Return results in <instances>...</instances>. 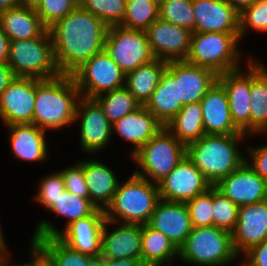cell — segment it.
Listing matches in <instances>:
<instances>
[{
  "label": "cell",
  "mask_w": 267,
  "mask_h": 266,
  "mask_svg": "<svg viewBox=\"0 0 267 266\" xmlns=\"http://www.w3.org/2000/svg\"><path fill=\"white\" fill-rule=\"evenodd\" d=\"M60 74L72 75L104 50L108 26L80 5L48 28Z\"/></svg>",
  "instance_id": "cell-1"
},
{
  "label": "cell",
  "mask_w": 267,
  "mask_h": 266,
  "mask_svg": "<svg viewBox=\"0 0 267 266\" xmlns=\"http://www.w3.org/2000/svg\"><path fill=\"white\" fill-rule=\"evenodd\" d=\"M80 97L72 75L36 78L33 124L46 131L74 123Z\"/></svg>",
  "instance_id": "cell-2"
},
{
  "label": "cell",
  "mask_w": 267,
  "mask_h": 266,
  "mask_svg": "<svg viewBox=\"0 0 267 266\" xmlns=\"http://www.w3.org/2000/svg\"><path fill=\"white\" fill-rule=\"evenodd\" d=\"M245 136L246 134H205L186 147V156L214 186L246 161L237 146Z\"/></svg>",
  "instance_id": "cell-3"
},
{
  "label": "cell",
  "mask_w": 267,
  "mask_h": 266,
  "mask_svg": "<svg viewBox=\"0 0 267 266\" xmlns=\"http://www.w3.org/2000/svg\"><path fill=\"white\" fill-rule=\"evenodd\" d=\"M160 200L158 184L133 173L127 181L119 183L104 210L105 218L113 224L120 219L124 224H148Z\"/></svg>",
  "instance_id": "cell-4"
},
{
  "label": "cell",
  "mask_w": 267,
  "mask_h": 266,
  "mask_svg": "<svg viewBox=\"0 0 267 266\" xmlns=\"http://www.w3.org/2000/svg\"><path fill=\"white\" fill-rule=\"evenodd\" d=\"M232 233L215 226L193 227L179 248V259L194 266H227L236 260Z\"/></svg>",
  "instance_id": "cell-5"
},
{
  "label": "cell",
  "mask_w": 267,
  "mask_h": 266,
  "mask_svg": "<svg viewBox=\"0 0 267 266\" xmlns=\"http://www.w3.org/2000/svg\"><path fill=\"white\" fill-rule=\"evenodd\" d=\"M239 34L219 32L192 33L186 62L212 69L217 74L240 69ZM239 60V61H238Z\"/></svg>",
  "instance_id": "cell-6"
},
{
  "label": "cell",
  "mask_w": 267,
  "mask_h": 266,
  "mask_svg": "<svg viewBox=\"0 0 267 266\" xmlns=\"http://www.w3.org/2000/svg\"><path fill=\"white\" fill-rule=\"evenodd\" d=\"M185 156L186 146L163 126L131 157L138 164L134 173L158 184Z\"/></svg>",
  "instance_id": "cell-7"
},
{
  "label": "cell",
  "mask_w": 267,
  "mask_h": 266,
  "mask_svg": "<svg viewBox=\"0 0 267 266\" xmlns=\"http://www.w3.org/2000/svg\"><path fill=\"white\" fill-rule=\"evenodd\" d=\"M7 64L16 77L49 79L58 76L49 30L37 38L10 41Z\"/></svg>",
  "instance_id": "cell-8"
},
{
  "label": "cell",
  "mask_w": 267,
  "mask_h": 266,
  "mask_svg": "<svg viewBox=\"0 0 267 266\" xmlns=\"http://www.w3.org/2000/svg\"><path fill=\"white\" fill-rule=\"evenodd\" d=\"M106 221L104 210L96 209L91 215L72 222L63 231L49 221H39L31 240L57 236L71 249L89 256L102 253V228Z\"/></svg>",
  "instance_id": "cell-9"
},
{
  "label": "cell",
  "mask_w": 267,
  "mask_h": 266,
  "mask_svg": "<svg viewBox=\"0 0 267 266\" xmlns=\"http://www.w3.org/2000/svg\"><path fill=\"white\" fill-rule=\"evenodd\" d=\"M72 76L80 95L86 98L125 87L126 74L105 50L92 56Z\"/></svg>",
  "instance_id": "cell-10"
},
{
  "label": "cell",
  "mask_w": 267,
  "mask_h": 266,
  "mask_svg": "<svg viewBox=\"0 0 267 266\" xmlns=\"http://www.w3.org/2000/svg\"><path fill=\"white\" fill-rule=\"evenodd\" d=\"M104 50L125 74L155 59L145 31L120 25L108 27Z\"/></svg>",
  "instance_id": "cell-11"
},
{
  "label": "cell",
  "mask_w": 267,
  "mask_h": 266,
  "mask_svg": "<svg viewBox=\"0 0 267 266\" xmlns=\"http://www.w3.org/2000/svg\"><path fill=\"white\" fill-rule=\"evenodd\" d=\"M161 200L186 203L206 192L212 185L204 174L185 156L159 183Z\"/></svg>",
  "instance_id": "cell-12"
},
{
  "label": "cell",
  "mask_w": 267,
  "mask_h": 266,
  "mask_svg": "<svg viewBox=\"0 0 267 266\" xmlns=\"http://www.w3.org/2000/svg\"><path fill=\"white\" fill-rule=\"evenodd\" d=\"M80 121V142L85 153L105 149L111 140L112 123L107 119L99 103L93 98L80 97L75 122Z\"/></svg>",
  "instance_id": "cell-13"
},
{
  "label": "cell",
  "mask_w": 267,
  "mask_h": 266,
  "mask_svg": "<svg viewBox=\"0 0 267 266\" xmlns=\"http://www.w3.org/2000/svg\"><path fill=\"white\" fill-rule=\"evenodd\" d=\"M154 57L166 62L185 61L192 31L158 18L145 31Z\"/></svg>",
  "instance_id": "cell-14"
},
{
  "label": "cell",
  "mask_w": 267,
  "mask_h": 266,
  "mask_svg": "<svg viewBox=\"0 0 267 266\" xmlns=\"http://www.w3.org/2000/svg\"><path fill=\"white\" fill-rule=\"evenodd\" d=\"M36 78L15 77L0 96V119L6 125L33 123Z\"/></svg>",
  "instance_id": "cell-15"
},
{
  "label": "cell",
  "mask_w": 267,
  "mask_h": 266,
  "mask_svg": "<svg viewBox=\"0 0 267 266\" xmlns=\"http://www.w3.org/2000/svg\"><path fill=\"white\" fill-rule=\"evenodd\" d=\"M214 187L239 207L267 199V181L246 161Z\"/></svg>",
  "instance_id": "cell-16"
},
{
  "label": "cell",
  "mask_w": 267,
  "mask_h": 266,
  "mask_svg": "<svg viewBox=\"0 0 267 266\" xmlns=\"http://www.w3.org/2000/svg\"><path fill=\"white\" fill-rule=\"evenodd\" d=\"M166 70L177 81L178 100H181L183 105L200 102L218 81V74L212 69L186 61L167 62Z\"/></svg>",
  "instance_id": "cell-17"
},
{
  "label": "cell",
  "mask_w": 267,
  "mask_h": 266,
  "mask_svg": "<svg viewBox=\"0 0 267 266\" xmlns=\"http://www.w3.org/2000/svg\"><path fill=\"white\" fill-rule=\"evenodd\" d=\"M267 238V199L239 207L237 224L232 232V243L237 255Z\"/></svg>",
  "instance_id": "cell-18"
},
{
  "label": "cell",
  "mask_w": 267,
  "mask_h": 266,
  "mask_svg": "<svg viewBox=\"0 0 267 266\" xmlns=\"http://www.w3.org/2000/svg\"><path fill=\"white\" fill-rule=\"evenodd\" d=\"M248 63L247 73L240 68L218 74V82L228 96L232 121L246 135L250 134V60Z\"/></svg>",
  "instance_id": "cell-19"
},
{
  "label": "cell",
  "mask_w": 267,
  "mask_h": 266,
  "mask_svg": "<svg viewBox=\"0 0 267 266\" xmlns=\"http://www.w3.org/2000/svg\"><path fill=\"white\" fill-rule=\"evenodd\" d=\"M194 33L239 34V13L226 0H192Z\"/></svg>",
  "instance_id": "cell-20"
},
{
  "label": "cell",
  "mask_w": 267,
  "mask_h": 266,
  "mask_svg": "<svg viewBox=\"0 0 267 266\" xmlns=\"http://www.w3.org/2000/svg\"><path fill=\"white\" fill-rule=\"evenodd\" d=\"M148 224L162 232L178 249L193 228L186 204L166 200L158 202Z\"/></svg>",
  "instance_id": "cell-21"
},
{
  "label": "cell",
  "mask_w": 267,
  "mask_h": 266,
  "mask_svg": "<svg viewBox=\"0 0 267 266\" xmlns=\"http://www.w3.org/2000/svg\"><path fill=\"white\" fill-rule=\"evenodd\" d=\"M205 134H243L233 123L228 96L217 81L200 100Z\"/></svg>",
  "instance_id": "cell-22"
},
{
  "label": "cell",
  "mask_w": 267,
  "mask_h": 266,
  "mask_svg": "<svg viewBox=\"0 0 267 266\" xmlns=\"http://www.w3.org/2000/svg\"><path fill=\"white\" fill-rule=\"evenodd\" d=\"M106 220L102 228V253L106 259L141 258L142 225L121 223L109 232Z\"/></svg>",
  "instance_id": "cell-23"
},
{
  "label": "cell",
  "mask_w": 267,
  "mask_h": 266,
  "mask_svg": "<svg viewBox=\"0 0 267 266\" xmlns=\"http://www.w3.org/2000/svg\"><path fill=\"white\" fill-rule=\"evenodd\" d=\"M163 125L145 107L141 106L136 111L125 115L112 124V132L120 135L124 140L134 145L131 155L133 156L144 146Z\"/></svg>",
  "instance_id": "cell-24"
},
{
  "label": "cell",
  "mask_w": 267,
  "mask_h": 266,
  "mask_svg": "<svg viewBox=\"0 0 267 266\" xmlns=\"http://www.w3.org/2000/svg\"><path fill=\"white\" fill-rule=\"evenodd\" d=\"M13 155L19 160L40 162L47 159L45 130L33 123L6 125Z\"/></svg>",
  "instance_id": "cell-25"
},
{
  "label": "cell",
  "mask_w": 267,
  "mask_h": 266,
  "mask_svg": "<svg viewBox=\"0 0 267 266\" xmlns=\"http://www.w3.org/2000/svg\"><path fill=\"white\" fill-rule=\"evenodd\" d=\"M83 174L90 201L98 209L105 210L118 189L119 179L111 168L95 159L83 161Z\"/></svg>",
  "instance_id": "cell-26"
},
{
  "label": "cell",
  "mask_w": 267,
  "mask_h": 266,
  "mask_svg": "<svg viewBox=\"0 0 267 266\" xmlns=\"http://www.w3.org/2000/svg\"><path fill=\"white\" fill-rule=\"evenodd\" d=\"M0 27L10 41L37 38L48 29L35 8L24 5L1 11Z\"/></svg>",
  "instance_id": "cell-27"
},
{
  "label": "cell",
  "mask_w": 267,
  "mask_h": 266,
  "mask_svg": "<svg viewBox=\"0 0 267 266\" xmlns=\"http://www.w3.org/2000/svg\"><path fill=\"white\" fill-rule=\"evenodd\" d=\"M250 58V134H267V68Z\"/></svg>",
  "instance_id": "cell-28"
},
{
  "label": "cell",
  "mask_w": 267,
  "mask_h": 266,
  "mask_svg": "<svg viewBox=\"0 0 267 266\" xmlns=\"http://www.w3.org/2000/svg\"><path fill=\"white\" fill-rule=\"evenodd\" d=\"M183 106L181 100H178L177 81L165 69L158 87L145 107L163 126H166Z\"/></svg>",
  "instance_id": "cell-29"
},
{
  "label": "cell",
  "mask_w": 267,
  "mask_h": 266,
  "mask_svg": "<svg viewBox=\"0 0 267 266\" xmlns=\"http://www.w3.org/2000/svg\"><path fill=\"white\" fill-rule=\"evenodd\" d=\"M166 67V61L155 58L126 74L125 87L142 106L146 105L158 87Z\"/></svg>",
  "instance_id": "cell-30"
},
{
  "label": "cell",
  "mask_w": 267,
  "mask_h": 266,
  "mask_svg": "<svg viewBox=\"0 0 267 266\" xmlns=\"http://www.w3.org/2000/svg\"><path fill=\"white\" fill-rule=\"evenodd\" d=\"M179 257V249L162 232L142 225L141 261L145 266H162Z\"/></svg>",
  "instance_id": "cell-31"
},
{
  "label": "cell",
  "mask_w": 267,
  "mask_h": 266,
  "mask_svg": "<svg viewBox=\"0 0 267 266\" xmlns=\"http://www.w3.org/2000/svg\"><path fill=\"white\" fill-rule=\"evenodd\" d=\"M186 147L205 135L201 103L185 104L165 126Z\"/></svg>",
  "instance_id": "cell-32"
},
{
  "label": "cell",
  "mask_w": 267,
  "mask_h": 266,
  "mask_svg": "<svg viewBox=\"0 0 267 266\" xmlns=\"http://www.w3.org/2000/svg\"><path fill=\"white\" fill-rule=\"evenodd\" d=\"M34 246L52 266H84L92 257L71 249L57 236L31 240Z\"/></svg>",
  "instance_id": "cell-33"
},
{
  "label": "cell",
  "mask_w": 267,
  "mask_h": 266,
  "mask_svg": "<svg viewBox=\"0 0 267 266\" xmlns=\"http://www.w3.org/2000/svg\"><path fill=\"white\" fill-rule=\"evenodd\" d=\"M94 99L112 124L142 106L126 87L104 93Z\"/></svg>",
  "instance_id": "cell-34"
},
{
  "label": "cell",
  "mask_w": 267,
  "mask_h": 266,
  "mask_svg": "<svg viewBox=\"0 0 267 266\" xmlns=\"http://www.w3.org/2000/svg\"><path fill=\"white\" fill-rule=\"evenodd\" d=\"M159 18V6L151 0H126V10L120 26L146 31Z\"/></svg>",
  "instance_id": "cell-35"
},
{
  "label": "cell",
  "mask_w": 267,
  "mask_h": 266,
  "mask_svg": "<svg viewBox=\"0 0 267 266\" xmlns=\"http://www.w3.org/2000/svg\"><path fill=\"white\" fill-rule=\"evenodd\" d=\"M97 207L89 198H81L64 190L49 210L56 215L67 218L66 227L72 222L91 215Z\"/></svg>",
  "instance_id": "cell-36"
},
{
  "label": "cell",
  "mask_w": 267,
  "mask_h": 266,
  "mask_svg": "<svg viewBox=\"0 0 267 266\" xmlns=\"http://www.w3.org/2000/svg\"><path fill=\"white\" fill-rule=\"evenodd\" d=\"M79 5L108 27L120 25L126 10V0H81Z\"/></svg>",
  "instance_id": "cell-37"
},
{
  "label": "cell",
  "mask_w": 267,
  "mask_h": 266,
  "mask_svg": "<svg viewBox=\"0 0 267 266\" xmlns=\"http://www.w3.org/2000/svg\"><path fill=\"white\" fill-rule=\"evenodd\" d=\"M159 18L194 33L195 16L192 0H165L159 6Z\"/></svg>",
  "instance_id": "cell-38"
},
{
  "label": "cell",
  "mask_w": 267,
  "mask_h": 266,
  "mask_svg": "<svg viewBox=\"0 0 267 266\" xmlns=\"http://www.w3.org/2000/svg\"><path fill=\"white\" fill-rule=\"evenodd\" d=\"M213 226L232 233L237 224L239 206L212 186Z\"/></svg>",
  "instance_id": "cell-39"
},
{
  "label": "cell",
  "mask_w": 267,
  "mask_h": 266,
  "mask_svg": "<svg viewBox=\"0 0 267 266\" xmlns=\"http://www.w3.org/2000/svg\"><path fill=\"white\" fill-rule=\"evenodd\" d=\"M249 28L258 32L267 31V0H257L239 13L240 39Z\"/></svg>",
  "instance_id": "cell-40"
},
{
  "label": "cell",
  "mask_w": 267,
  "mask_h": 266,
  "mask_svg": "<svg viewBox=\"0 0 267 266\" xmlns=\"http://www.w3.org/2000/svg\"><path fill=\"white\" fill-rule=\"evenodd\" d=\"M78 6V0H41L35 10L42 23L49 28Z\"/></svg>",
  "instance_id": "cell-41"
},
{
  "label": "cell",
  "mask_w": 267,
  "mask_h": 266,
  "mask_svg": "<svg viewBox=\"0 0 267 266\" xmlns=\"http://www.w3.org/2000/svg\"><path fill=\"white\" fill-rule=\"evenodd\" d=\"M185 204L193 227L213 226L212 187Z\"/></svg>",
  "instance_id": "cell-42"
},
{
  "label": "cell",
  "mask_w": 267,
  "mask_h": 266,
  "mask_svg": "<svg viewBox=\"0 0 267 266\" xmlns=\"http://www.w3.org/2000/svg\"><path fill=\"white\" fill-rule=\"evenodd\" d=\"M39 183V191L34 200L44 205V208L49 209L65 190L62 174L59 171L54 172L50 176H44Z\"/></svg>",
  "instance_id": "cell-43"
},
{
  "label": "cell",
  "mask_w": 267,
  "mask_h": 266,
  "mask_svg": "<svg viewBox=\"0 0 267 266\" xmlns=\"http://www.w3.org/2000/svg\"><path fill=\"white\" fill-rule=\"evenodd\" d=\"M65 190L81 198H89L85 177L83 174V161L60 171Z\"/></svg>",
  "instance_id": "cell-44"
},
{
  "label": "cell",
  "mask_w": 267,
  "mask_h": 266,
  "mask_svg": "<svg viewBox=\"0 0 267 266\" xmlns=\"http://www.w3.org/2000/svg\"><path fill=\"white\" fill-rule=\"evenodd\" d=\"M249 155L252 157L251 161L246 158V162L250 167L267 181V145H262L257 148L247 147Z\"/></svg>",
  "instance_id": "cell-45"
},
{
  "label": "cell",
  "mask_w": 267,
  "mask_h": 266,
  "mask_svg": "<svg viewBox=\"0 0 267 266\" xmlns=\"http://www.w3.org/2000/svg\"><path fill=\"white\" fill-rule=\"evenodd\" d=\"M243 266H267V238L244 254Z\"/></svg>",
  "instance_id": "cell-46"
},
{
  "label": "cell",
  "mask_w": 267,
  "mask_h": 266,
  "mask_svg": "<svg viewBox=\"0 0 267 266\" xmlns=\"http://www.w3.org/2000/svg\"><path fill=\"white\" fill-rule=\"evenodd\" d=\"M15 77L12 68L7 63H0V96Z\"/></svg>",
  "instance_id": "cell-47"
},
{
  "label": "cell",
  "mask_w": 267,
  "mask_h": 266,
  "mask_svg": "<svg viewBox=\"0 0 267 266\" xmlns=\"http://www.w3.org/2000/svg\"><path fill=\"white\" fill-rule=\"evenodd\" d=\"M106 266H145L141 258L106 259Z\"/></svg>",
  "instance_id": "cell-48"
},
{
  "label": "cell",
  "mask_w": 267,
  "mask_h": 266,
  "mask_svg": "<svg viewBox=\"0 0 267 266\" xmlns=\"http://www.w3.org/2000/svg\"><path fill=\"white\" fill-rule=\"evenodd\" d=\"M9 38L0 27V63H7L9 58Z\"/></svg>",
  "instance_id": "cell-49"
},
{
  "label": "cell",
  "mask_w": 267,
  "mask_h": 266,
  "mask_svg": "<svg viewBox=\"0 0 267 266\" xmlns=\"http://www.w3.org/2000/svg\"><path fill=\"white\" fill-rule=\"evenodd\" d=\"M31 247V252H32V262L31 266H52L50 262L34 247Z\"/></svg>",
  "instance_id": "cell-50"
},
{
  "label": "cell",
  "mask_w": 267,
  "mask_h": 266,
  "mask_svg": "<svg viewBox=\"0 0 267 266\" xmlns=\"http://www.w3.org/2000/svg\"><path fill=\"white\" fill-rule=\"evenodd\" d=\"M238 13L252 5L257 0H226Z\"/></svg>",
  "instance_id": "cell-51"
},
{
  "label": "cell",
  "mask_w": 267,
  "mask_h": 266,
  "mask_svg": "<svg viewBox=\"0 0 267 266\" xmlns=\"http://www.w3.org/2000/svg\"><path fill=\"white\" fill-rule=\"evenodd\" d=\"M20 5V0H0V12L18 7Z\"/></svg>",
  "instance_id": "cell-52"
},
{
  "label": "cell",
  "mask_w": 267,
  "mask_h": 266,
  "mask_svg": "<svg viewBox=\"0 0 267 266\" xmlns=\"http://www.w3.org/2000/svg\"><path fill=\"white\" fill-rule=\"evenodd\" d=\"M84 266H106V258L102 255L92 256Z\"/></svg>",
  "instance_id": "cell-53"
},
{
  "label": "cell",
  "mask_w": 267,
  "mask_h": 266,
  "mask_svg": "<svg viewBox=\"0 0 267 266\" xmlns=\"http://www.w3.org/2000/svg\"><path fill=\"white\" fill-rule=\"evenodd\" d=\"M7 246H6V242L2 233V228L0 225V257H8V251H7ZM7 254V255H6Z\"/></svg>",
  "instance_id": "cell-54"
},
{
  "label": "cell",
  "mask_w": 267,
  "mask_h": 266,
  "mask_svg": "<svg viewBox=\"0 0 267 266\" xmlns=\"http://www.w3.org/2000/svg\"><path fill=\"white\" fill-rule=\"evenodd\" d=\"M41 0H20L21 5L27 6V7H36V5L40 2Z\"/></svg>",
  "instance_id": "cell-55"
},
{
  "label": "cell",
  "mask_w": 267,
  "mask_h": 266,
  "mask_svg": "<svg viewBox=\"0 0 267 266\" xmlns=\"http://www.w3.org/2000/svg\"><path fill=\"white\" fill-rule=\"evenodd\" d=\"M9 259L7 257H0V266H6Z\"/></svg>",
  "instance_id": "cell-56"
},
{
  "label": "cell",
  "mask_w": 267,
  "mask_h": 266,
  "mask_svg": "<svg viewBox=\"0 0 267 266\" xmlns=\"http://www.w3.org/2000/svg\"><path fill=\"white\" fill-rule=\"evenodd\" d=\"M153 2H155L158 6H160L162 3L165 2V0H151Z\"/></svg>",
  "instance_id": "cell-57"
},
{
  "label": "cell",
  "mask_w": 267,
  "mask_h": 266,
  "mask_svg": "<svg viewBox=\"0 0 267 266\" xmlns=\"http://www.w3.org/2000/svg\"><path fill=\"white\" fill-rule=\"evenodd\" d=\"M10 266H11V265H10ZM12 266H14V265H12ZM17 266H31V262H30V263L28 262V263H26V264L23 263V264H20V265L18 264Z\"/></svg>",
  "instance_id": "cell-58"
}]
</instances>
